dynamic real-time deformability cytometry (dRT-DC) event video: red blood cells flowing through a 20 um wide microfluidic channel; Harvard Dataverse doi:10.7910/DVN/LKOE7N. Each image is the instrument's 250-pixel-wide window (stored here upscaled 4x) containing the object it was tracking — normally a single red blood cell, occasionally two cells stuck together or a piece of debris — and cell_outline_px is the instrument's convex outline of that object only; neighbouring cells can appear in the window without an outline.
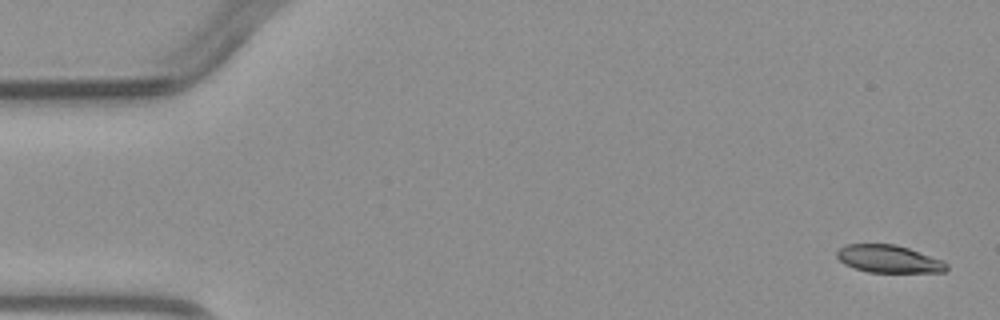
{"species": "common noctule bat (a hibernating species)", "species_latin": "Nyctalus noctula", "temperature_condition": "warm", "stored_images_in_passage": 5, "camera_frame_rate_fps": 3000, "um_per_image_px": 0.085, "animal": {"sex": "male", "body_mass_g": 23.1, "forearm_length_mm": 52.7}, "frame": {"image": 1, "passage_image": 1, "time_ms": 0.0, "image_size_px": [1000, 320], "cell_outline_px": [[948, 268], [944, 272], [868, 272], [844, 264], [836, 256], [836, 252], [844, 244], [896, 244], [944, 260], [948, 264]], "centroid_in_image_um": [75.56, 22.0], "position_along_channel_um": 9.4, "area_um2": 17.69}}